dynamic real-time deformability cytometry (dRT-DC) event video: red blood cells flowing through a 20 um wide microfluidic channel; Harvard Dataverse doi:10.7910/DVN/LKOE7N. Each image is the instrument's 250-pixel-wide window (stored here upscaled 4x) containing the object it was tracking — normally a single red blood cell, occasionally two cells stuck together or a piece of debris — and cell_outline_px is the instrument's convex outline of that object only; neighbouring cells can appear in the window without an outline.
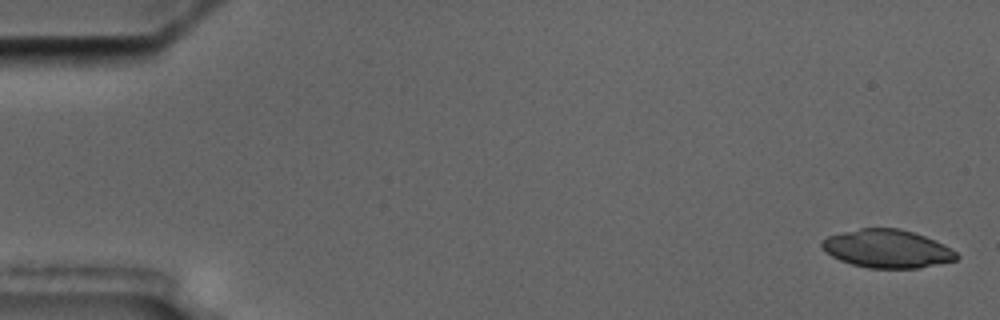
{"species": "common noctule bat (a hibernating species)", "species_latin": "Nyctalus noctula", "temperature_condition": "cold", "stored_images_in_passage": 6, "camera_frame_rate_fps": 3000, "um_per_image_px": 0.085, "animal": {"sex": "male", "body_mass_g": 17.5, "forearm_length_mm": 52.3}, "frame": {"image": 1, "passage_image": 1, "time_ms": 0.0, "image_size_px": [1000, 320], "cell_outline_px": [[960, 256], [956, 260], [920, 268], [868, 268], [852, 264], [840, 260], [832, 256], [820, 244], [820, 240], [828, 236], [840, 232], [860, 228], [900, 228], [936, 240], [952, 248]], "centroid_in_image_um": [75.43, 21.14], "position_along_channel_um": 9.6, "area_um2": 30.06}}